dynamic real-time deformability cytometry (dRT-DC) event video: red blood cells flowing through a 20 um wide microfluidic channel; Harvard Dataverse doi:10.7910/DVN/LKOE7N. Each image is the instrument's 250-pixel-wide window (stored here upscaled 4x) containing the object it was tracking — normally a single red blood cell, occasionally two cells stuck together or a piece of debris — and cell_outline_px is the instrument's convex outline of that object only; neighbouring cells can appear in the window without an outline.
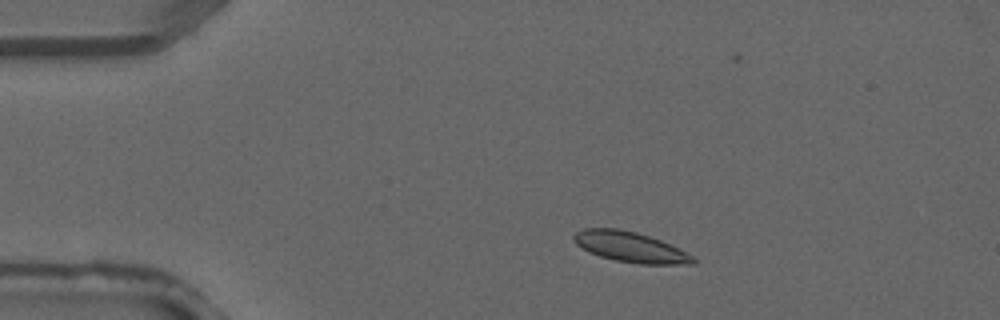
{"species": "common noctule bat (a hibernating species)", "species_latin": "Nyctalus noctula", "temperature_condition": "warm", "stored_images_in_passage": 3, "camera_frame_rate_fps": 3000, "um_per_image_px": 0.085, "animal": {"sex": "male", "forearm_length_mm": 52.5}, "frame": {"image": 1, "passage_image": 1, "time_ms": 0.0, "image_size_px": [1000, 320], "cell_outline_px": [[696, 264], [640, 264], [616, 260], [600, 256], [588, 252], [576, 244], [572, 236], [576, 232], [584, 228], [616, 228], [636, 232], [660, 240], [692, 256], [696, 260]], "centroid_in_image_um": [53.53, 20.99], "position_along_channel_um": 31.5, "area_um2": 20.81}}